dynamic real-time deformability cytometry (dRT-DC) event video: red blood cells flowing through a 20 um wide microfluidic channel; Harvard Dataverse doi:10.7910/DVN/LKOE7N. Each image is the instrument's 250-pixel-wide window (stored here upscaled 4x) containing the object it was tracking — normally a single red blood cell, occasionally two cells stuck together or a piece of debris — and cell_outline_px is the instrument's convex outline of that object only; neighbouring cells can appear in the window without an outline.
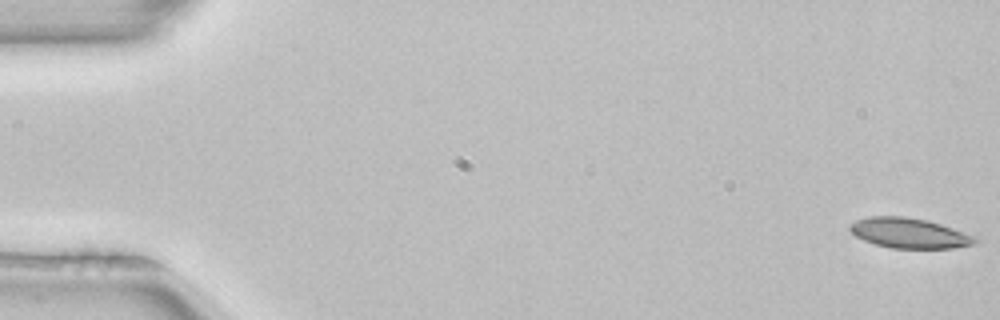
{"species": "common noctule bat (a hibernating species)", "species_latin": "Nyctalus noctula", "temperature_condition": "room temperature", "stored_images_in_passage": 5, "camera_frame_rate_fps": 3000, "um_per_image_px": 0.085, "animal": {"sex": "female", "body_mass_g": 22.7, "forearm_length_mm": 54.2}, "frame": {"image": 1, "passage_image": 1, "time_ms": 0.0, "image_size_px": [1000, 320], "cell_outline_px": [[980, 240], [976, 244], [952, 248], [892, 248], [876, 244], [864, 240], [856, 236], [848, 228], [848, 224], [856, 220], [868, 216], [904, 216], [928, 220], [980, 236]], "centroid_in_image_um": [77.36, 19.8], "position_along_channel_um": 7.6, "area_um2": 22.37}}
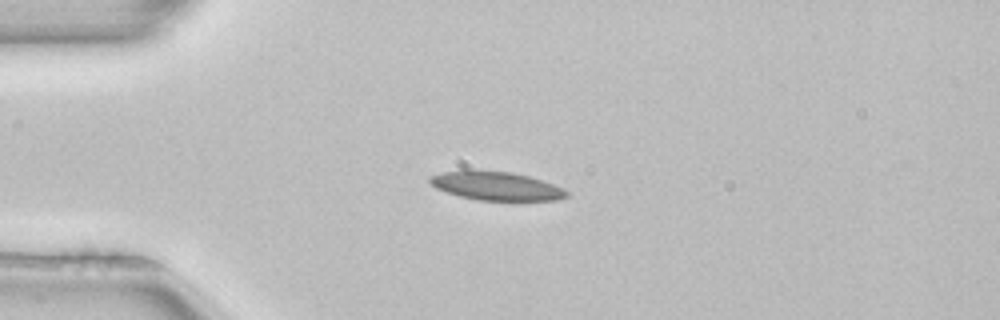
{"frame": {"image": 2, "passage_image": 4, "time_ms": 1.0, "image_size_px": [1000, 320], "cell_outline_px": [[568, 196], [556, 200], [476, 200], [460, 196], [436, 188], [428, 180], [428, 176], [444, 172], [512, 172], [528, 176], [552, 184], [568, 192]], "centroid_in_image_um": [42.18, 15.83], "position_along_channel_um": 42.8, "area_um2": 21.91}}